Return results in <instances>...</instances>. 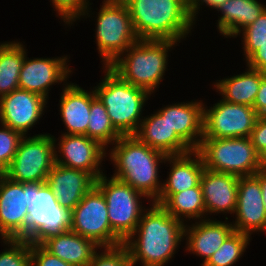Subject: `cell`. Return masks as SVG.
<instances>
[{
  "label": "cell",
  "mask_w": 266,
  "mask_h": 266,
  "mask_svg": "<svg viewBox=\"0 0 266 266\" xmlns=\"http://www.w3.org/2000/svg\"><path fill=\"white\" fill-rule=\"evenodd\" d=\"M25 55L20 42L0 44V98L19 89V74Z\"/></svg>",
  "instance_id": "28"
},
{
  "label": "cell",
  "mask_w": 266,
  "mask_h": 266,
  "mask_svg": "<svg viewBox=\"0 0 266 266\" xmlns=\"http://www.w3.org/2000/svg\"><path fill=\"white\" fill-rule=\"evenodd\" d=\"M1 125L3 128L0 129V174H3L14 159L23 136L6 125Z\"/></svg>",
  "instance_id": "35"
},
{
  "label": "cell",
  "mask_w": 266,
  "mask_h": 266,
  "mask_svg": "<svg viewBox=\"0 0 266 266\" xmlns=\"http://www.w3.org/2000/svg\"><path fill=\"white\" fill-rule=\"evenodd\" d=\"M47 101L41 95L16 89L0 98V121L3 125L26 136L44 112Z\"/></svg>",
  "instance_id": "15"
},
{
  "label": "cell",
  "mask_w": 266,
  "mask_h": 266,
  "mask_svg": "<svg viewBox=\"0 0 266 266\" xmlns=\"http://www.w3.org/2000/svg\"><path fill=\"white\" fill-rule=\"evenodd\" d=\"M248 68L259 70L266 74V42L259 45L257 51H255L247 60Z\"/></svg>",
  "instance_id": "39"
},
{
  "label": "cell",
  "mask_w": 266,
  "mask_h": 266,
  "mask_svg": "<svg viewBox=\"0 0 266 266\" xmlns=\"http://www.w3.org/2000/svg\"><path fill=\"white\" fill-rule=\"evenodd\" d=\"M234 231L232 224L201 218V221L195 222L192 227L185 225L187 250L204 257L205 264Z\"/></svg>",
  "instance_id": "23"
},
{
  "label": "cell",
  "mask_w": 266,
  "mask_h": 266,
  "mask_svg": "<svg viewBox=\"0 0 266 266\" xmlns=\"http://www.w3.org/2000/svg\"><path fill=\"white\" fill-rule=\"evenodd\" d=\"M250 235L234 231L202 266H232L243 255Z\"/></svg>",
  "instance_id": "31"
},
{
  "label": "cell",
  "mask_w": 266,
  "mask_h": 266,
  "mask_svg": "<svg viewBox=\"0 0 266 266\" xmlns=\"http://www.w3.org/2000/svg\"><path fill=\"white\" fill-rule=\"evenodd\" d=\"M95 186L102 192L108 208V218L112 231L124 242L136 230L144 212L139 199L146 197L132 186L103 174Z\"/></svg>",
  "instance_id": "10"
},
{
  "label": "cell",
  "mask_w": 266,
  "mask_h": 266,
  "mask_svg": "<svg viewBox=\"0 0 266 266\" xmlns=\"http://www.w3.org/2000/svg\"><path fill=\"white\" fill-rule=\"evenodd\" d=\"M253 108L258 116L266 117V76L260 82Z\"/></svg>",
  "instance_id": "40"
},
{
  "label": "cell",
  "mask_w": 266,
  "mask_h": 266,
  "mask_svg": "<svg viewBox=\"0 0 266 266\" xmlns=\"http://www.w3.org/2000/svg\"><path fill=\"white\" fill-rule=\"evenodd\" d=\"M235 214L237 219L232 225L236 232L251 235L255 231H266L262 188L255 175L239 177Z\"/></svg>",
  "instance_id": "16"
},
{
  "label": "cell",
  "mask_w": 266,
  "mask_h": 266,
  "mask_svg": "<svg viewBox=\"0 0 266 266\" xmlns=\"http://www.w3.org/2000/svg\"><path fill=\"white\" fill-rule=\"evenodd\" d=\"M104 249L101 254L96 251L87 266H132L129 250L124 243Z\"/></svg>",
  "instance_id": "34"
},
{
  "label": "cell",
  "mask_w": 266,
  "mask_h": 266,
  "mask_svg": "<svg viewBox=\"0 0 266 266\" xmlns=\"http://www.w3.org/2000/svg\"><path fill=\"white\" fill-rule=\"evenodd\" d=\"M70 231L92 240L101 248L124 243L112 231L106 200L95 185L71 211Z\"/></svg>",
  "instance_id": "11"
},
{
  "label": "cell",
  "mask_w": 266,
  "mask_h": 266,
  "mask_svg": "<svg viewBox=\"0 0 266 266\" xmlns=\"http://www.w3.org/2000/svg\"><path fill=\"white\" fill-rule=\"evenodd\" d=\"M250 139L258 153L266 147V117H258Z\"/></svg>",
  "instance_id": "38"
},
{
  "label": "cell",
  "mask_w": 266,
  "mask_h": 266,
  "mask_svg": "<svg viewBox=\"0 0 266 266\" xmlns=\"http://www.w3.org/2000/svg\"><path fill=\"white\" fill-rule=\"evenodd\" d=\"M87 136L105 148L108 144L113 145L122 136L112 125L105 106L97 96L91 101Z\"/></svg>",
  "instance_id": "30"
},
{
  "label": "cell",
  "mask_w": 266,
  "mask_h": 266,
  "mask_svg": "<svg viewBox=\"0 0 266 266\" xmlns=\"http://www.w3.org/2000/svg\"><path fill=\"white\" fill-rule=\"evenodd\" d=\"M243 33L244 55L246 60L259 48V45L266 42V10L258 19L241 30Z\"/></svg>",
  "instance_id": "33"
},
{
  "label": "cell",
  "mask_w": 266,
  "mask_h": 266,
  "mask_svg": "<svg viewBox=\"0 0 266 266\" xmlns=\"http://www.w3.org/2000/svg\"><path fill=\"white\" fill-rule=\"evenodd\" d=\"M60 140L58 152L63 159L55 153L56 164L85 171L95 180L104 174L99 167L107 153L98 141L78 134H62Z\"/></svg>",
  "instance_id": "14"
},
{
  "label": "cell",
  "mask_w": 266,
  "mask_h": 266,
  "mask_svg": "<svg viewBox=\"0 0 266 266\" xmlns=\"http://www.w3.org/2000/svg\"><path fill=\"white\" fill-rule=\"evenodd\" d=\"M162 207L181 222H184V218H203L206 211L200 183L196 187L173 194Z\"/></svg>",
  "instance_id": "29"
},
{
  "label": "cell",
  "mask_w": 266,
  "mask_h": 266,
  "mask_svg": "<svg viewBox=\"0 0 266 266\" xmlns=\"http://www.w3.org/2000/svg\"><path fill=\"white\" fill-rule=\"evenodd\" d=\"M239 177L204 168L200 185L206 213H235Z\"/></svg>",
  "instance_id": "18"
},
{
  "label": "cell",
  "mask_w": 266,
  "mask_h": 266,
  "mask_svg": "<svg viewBox=\"0 0 266 266\" xmlns=\"http://www.w3.org/2000/svg\"><path fill=\"white\" fill-rule=\"evenodd\" d=\"M64 87L60 98V114L68 130L64 134L87 136L91 101L96 96L95 91L88 93L73 83Z\"/></svg>",
  "instance_id": "25"
},
{
  "label": "cell",
  "mask_w": 266,
  "mask_h": 266,
  "mask_svg": "<svg viewBox=\"0 0 266 266\" xmlns=\"http://www.w3.org/2000/svg\"><path fill=\"white\" fill-rule=\"evenodd\" d=\"M201 1V3H200ZM228 0H188V11L192 21H195L200 4L205 3L207 6L218 9L223 3Z\"/></svg>",
  "instance_id": "41"
},
{
  "label": "cell",
  "mask_w": 266,
  "mask_h": 266,
  "mask_svg": "<svg viewBox=\"0 0 266 266\" xmlns=\"http://www.w3.org/2000/svg\"><path fill=\"white\" fill-rule=\"evenodd\" d=\"M67 56L58 58H35L24 62L19 74V89L41 95L47 100L49 87L66 81L72 72L67 66Z\"/></svg>",
  "instance_id": "17"
},
{
  "label": "cell",
  "mask_w": 266,
  "mask_h": 266,
  "mask_svg": "<svg viewBox=\"0 0 266 266\" xmlns=\"http://www.w3.org/2000/svg\"><path fill=\"white\" fill-rule=\"evenodd\" d=\"M55 138L50 134L23 136L8 169L3 173L20 183H45L55 165Z\"/></svg>",
  "instance_id": "9"
},
{
  "label": "cell",
  "mask_w": 266,
  "mask_h": 266,
  "mask_svg": "<svg viewBox=\"0 0 266 266\" xmlns=\"http://www.w3.org/2000/svg\"><path fill=\"white\" fill-rule=\"evenodd\" d=\"M192 155L196 158H192ZM170 162L171 171L167 181L162 185L161 193L154 202L163 205L173 194L196 187L200 183V177L204 165L200 154L196 150L181 155L167 156L164 161Z\"/></svg>",
  "instance_id": "20"
},
{
  "label": "cell",
  "mask_w": 266,
  "mask_h": 266,
  "mask_svg": "<svg viewBox=\"0 0 266 266\" xmlns=\"http://www.w3.org/2000/svg\"><path fill=\"white\" fill-rule=\"evenodd\" d=\"M10 248L0 253V266H31V242L23 239H3Z\"/></svg>",
  "instance_id": "32"
},
{
  "label": "cell",
  "mask_w": 266,
  "mask_h": 266,
  "mask_svg": "<svg viewBox=\"0 0 266 266\" xmlns=\"http://www.w3.org/2000/svg\"><path fill=\"white\" fill-rule=\"evenodd\" d=\"M31 266H73L45 250L39 243L31 242Z\"/></svg>",
  "instance_id": "37"
},
{
  "label": "cell",
  "mask_w": 266,
  "mask_h": 266,
  "mask_svg": "<svg viewBox=\"0 0 266 266\" xmlns=\"http://www.w3.org/2000/svg\"><path fill=\"white\" fill-rule=\"evenodd\" d=\"M196 151L205 168L233 174L238 177L252 176L258 167V152L250 137L202 138Z\"/></svg>",
  "instance_id": "6"
},
{
  "label": "cell",
  "mask_w": 266,
  "mask_h": 266,
  "mask_svg": "<svg viewBox=\"0 0 266 266\" xmlns=\"http://www.w3.org/2000/svg\"><path fill=\"white\" fill-rule=\"evenodd\" d=\"M104 79L95 87V94L103 103L114 128L122 135H134L143 119L142 108L151 94L123 80L110 67Z\"/></svg>",
  "instance_id": "4"
},
{
  "label": "cell",
  "mask_w": 266,
  "mask_h": 266,
  "mask_svg": "<svg viewBox=\"0 0 266 266\" xmlns=\"http://www.w3.org/2000/svg\"><path fill=\"white\" fill-rule=\"evenodd\" d=\"M158 112L161 115H167L172 130H175L192 150L198 148L203 138L204 105L202 102L175 103Z\"/></svg>",
  "instance_id": "22"
},
{
  "label": "cell",
  "mask_w": 266,
  "mask_h": 266,
  "mask_svg": "<svg viewBox=\"0 0 266 266\" xmlns=\"http://www.w3.org/2000/svg\"><path fill=\"white\" fill-rule=\"evenodd\" d=\"M128 7L139 40L179 42L189 34L193 22L188 0H122Z\"/></svg>",
  "instance_id": "2"
},
{
  "label": "cell",
  "mask_w": 266,
  "mask_h": 266,
  "mask_svg": "<svg viewBox=\"0 0 266 266\" xmlns=\"http://www.w3.org/2000/svg\"><path fill=\"white\" fill-rule=\"evenodd\" d=\"M26 241L39 243L49 235L70 230L71 211L60 206L51 187L27 183Z\"/></svg>",
  "instance_id": "7"
},
{
  "label": "cell",
  "mask_w": 266,
  "mask_h": 266,
  "mask_svg": "<svg viewBox=\"0 0 266 266\" xmlns=\"http://www.w3.org/2000/svg\"><path fill=\"white\" fill-rule=\"evenodd\" d=\"M184 224L161 205L153 202L142 214L136 230L124 241L130 253L132 266L137 261H141L143 266H164L168 263L179 242L184 239ZM136 233L138 237L135 240Z\"/></svg>",
  "instance_id": "1"
},
{
  "label": "cell",
  "mask_w": 266,
  "mask_h": 266,
  "mask_svg": "<svg viewBox=\"0 0 266 266\" xmlns=\"http://www.w3.org/2000/svg\"><path fill=\"white\" fill-rule=\"evenodd\" d=\"M266 10V6L257 0H228L217 11L222 15L218 20V30L223 36L236 37L244 29L254 23Z\"/></svg>",
  "instance_id": "26"
},
{
  "label": "cell",
  "mask_w": 266,
  "mask_h": 266,
  "mask_svg": "<svg viewBox=\"0 0 266 266\" xmlns=\"http://www.w3.org/2000/svg\"><path fill=\"white\" fill-rule=\"evenodd\" d=\"M97 17L96 42L105 67H109L125 56L124 52L138 38L128 7L122 0H104Z\"/></svg>",
  "instance_id": "8"
},
{
  "label": "cell",
  "mask_w": 266,
  "mask_h": 266,
  "mask_svg": "<svg viewBox=\"0 0 266 266\" xmlns=\"http://www.w3.org/2000/svg\"><path fill=\"white\" fill-rule=\"evenodd\" d=\"M258 167L260 171H266V147L258 153Z\"/></svg>",
  "instance_id": "43"
},
{
  "label": "cell",
  "mask_w": 266,
  "mask_h": 266,
  "mask_svg": "<svg viewBox=\"0 0 266 266\" xmlns=\"http://www.w3.org/2000/svg\"><path fill=\"white\" fill-rule=\"evenodd\" d=\"M27 183L0 174V234L2 239L26 240Z\"/></svg>",
  "instance_id": "13"
},
{
  "label": "cell",
  "mask_w": 266,
  "mask_h": 266,
  "mask_svg": "<svg viewBox=\"0 0 266 266\" xmlns=\"http://www.w3.org/2000/svg\"><path fill=\"white\" fill-rule=\"evenodd\" d=\"M265 76V73L249 68L245 73L219 80L214 87L223 95V100L253 107L260 82Z\"/></svg>",
  "instance_id": "27"
},
{
  "label": "cell",
  "mask_w": 266,
  "mask_h": 266,
  "mask_svg": "<svg viewBox=\"0 0 266 266\" xmlns=\"http://www.w3.org/2000/svg\"><path fill=\"white\" fill-rule=\"evenodd\" d=\"M177 42L171 40H137L109 67L128 83L150 94L162 81L167 53ZM127 52V54H126Z\"/></svg>",
  "instance_id": "5"
},
{
  "label": "cell",
  "mask_w": 266,
  "mask_h": 266,
  "mask_svg": "<svg viewBox=\"0 0 266 266\" xmlns=\"http://www.w3.org/2000/svg\"><path fill=\"white\" fill-rule=\"evenodd\" d=\"M57 13L66 24H72L77 18L85 16L88 11V0H51ZM88 2V3H87Z\"/></svg>",
  "instance_id": "36"
},
{
  "label": "cell",
  "mask_w": 266,
  "mask_h": 266,
  "mask_svg": "<svg viewBox=\"0 0 266 266\" xmlns=\"http://www.w3.org/2000/svg\"><path fill=\"white\" fill-rule=\"evenodd\" d=\"M39 244L54 256L73 266H87L96 249L95 242L72 231L53 234L42 239Z\"/></svg>",
  "instance_id": "24"
},
{
  "label": "cell",
  "mask_w": 266,
  "mask_h": 266,
  "mask_svg": "<svg viewBox=\"0 0 266 266\" xmlns=\"http://www.w3.org/2000/svg\"><path fill=\"white\" fill-rule=\"evenodd\" d=\"M114 145L110 158L115 163L116 173L112 177L155 202L163 185L158 181V164L165 161L167 156L140 142L134 135L121 136Z\"/></svg>",
  "instance_id": "3"
},
{
  "label": "cell",
  "mask_w": 266,
  "mask_h": 266,
  "mask_svg": "<svg viewBox=\"0 0 266 266\" xmlns=\"http://www.w3.org/2000/svg\"><path fill=\"white\" fill-rule=\"evenodd\" d=\"M254 175L260 180V185L262 188V198L264 202V207L266 209V171L259 170Z\"/></svg>",
  "instance_id": "42"
},
{
  "label": "cell",
  "mask_w": 266,
  "mask_h": 266,
  "mask_svg": "<svg viewBox=\"0 0 266 266\" xmlns=\"http://www.w3.org/2000/svg\"><path fill=\"white\" fill-rule=\"evenodd\" d=\"M95 181L85 171L55 163L47 176L46 183L51 187L60 206L72 211L95 185Z\"/></svg>",
  "instance_id": "19"
},
{
  "label": "cell",
  "mask_w": 266,
  "mask_h": 266,
  "mask_svg": "<svg viewBox=\"0 0 266 266\" xmlns=\"http://www.w3.org/2000/svg\"><path fill=\"white\" fill-rule=\"evenodd\" d=\"M258 117L253 107L221 99L209 109L204 107L203 138L250 137Z\"/></svg>",
  "instance_id": "12"
},
{
  "label": "cell",
  "mask_w": 266,
  "mask_h": 266,
  "mask_svg": "<svg viewBox=\"0 0 266 266\" xmlns=\"http://www.w3.org/2000/svg\"><path fill=\"white\" fill-rule=\"evenodd\" d=\"M148 118L144 117L134 136L152 149L162 152L166 156L181 155L192 149L172 130L167 115L158 111Z\"/></svg>",
  "instance_id": "21"
}]
</instances>
